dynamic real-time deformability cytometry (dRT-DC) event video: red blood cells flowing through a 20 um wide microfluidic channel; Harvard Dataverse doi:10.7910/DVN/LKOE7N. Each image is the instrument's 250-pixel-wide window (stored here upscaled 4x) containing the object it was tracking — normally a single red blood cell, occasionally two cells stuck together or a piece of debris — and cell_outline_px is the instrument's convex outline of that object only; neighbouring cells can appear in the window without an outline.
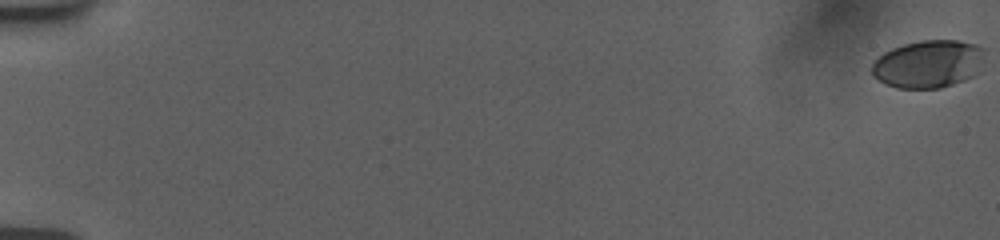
{"species": "human", "species_latin": "Homo sapiens", "temperature_condition": "room temperature", "stored_images_in_passage": 58, "camera_frame_rate_fps": 3000, "um_per_image_px": 0.085, "donor": {"sex": "female"}, "frame": {"image": 1, "passage_image": 1, "time_ms": 0.0, "image_size_px": [1000, 240], "cell_outline_px": [[984, 48], [980, 72], [964, 80], [940, 88], [896, 88], [884, 84], [872, 76], [872, 64], [884, 52], [892, 48], [904, 44], [920, 40], [956, 40], [976, 44]], "centroid_in_image_um": [78.9, 5.44], "position_along_channel_um": 6.1, "area_um2": 31.56}}
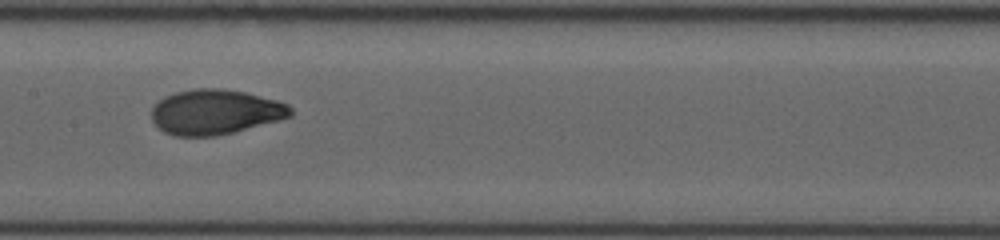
{"frame": {"image": 2, "passage_image": 32, "time_ms": 10.333, "image_size_px": [1000, 240], "cell_outline_px": [[292, 116], [280, 120], [216, 136], [176, 136], [164, 132], [152, 120], [152, 108], [164, 96], [176, 92], [192, 88], [224, 88], [244, 92], [276, 100], [288, 104], [292, 108]], "centroid_in_image_um": [18.3, 9.51], "position_along_channel_um": 189.1, "area_um2": 36.41}}
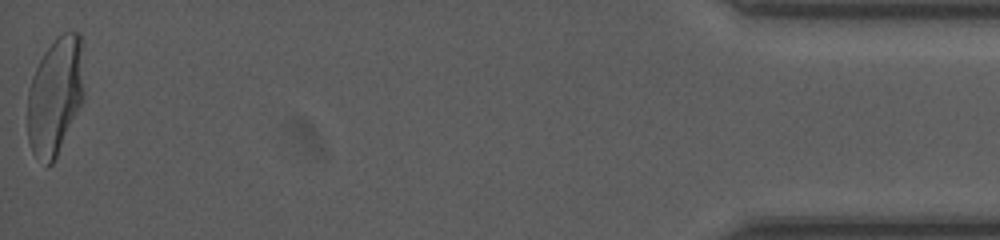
{"frame": {"image": 3, "passage_image": 58, "time_ms": 19.0, "image_size_px": [1000, 240], "cell_outline_px": [[84, 96], [56, 156], [52, 164], [48, 168], [32, 152], [28, 140], [28, 88], [32, 76], [44, 52], [64, 32], [80, 32], [84, 92]], "centroid_in_image_um": [4.67, 8.17], "position_along_channel_um": 430.5, "area_um2": 38.15}, "authors_computed_cell_mechanics": {"area_um2": 35.6337, "velocity_mm_per_s": 3.7425, "shape_relaxation_time_tau1_ms": 3.5183, "shape_relaxation_time_tau2_ms": null, "deformation_change_tau1": 0.1743, "deformation_change_tau2": null}}